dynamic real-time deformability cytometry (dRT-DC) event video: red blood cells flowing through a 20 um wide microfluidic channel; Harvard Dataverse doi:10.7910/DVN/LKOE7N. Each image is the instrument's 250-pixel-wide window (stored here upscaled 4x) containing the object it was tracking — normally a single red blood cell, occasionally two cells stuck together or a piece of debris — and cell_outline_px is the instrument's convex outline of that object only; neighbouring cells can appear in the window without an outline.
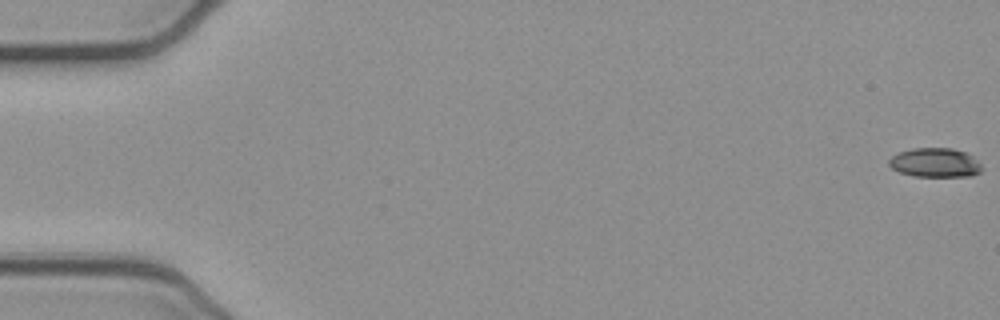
{"species": "common noctule bat (a hibernating species)", "species_latin": "Nyctalus noctula", "temperature_condition": "cold", "stored_images_in_passage": 54, "camera_frame_rate_fps": 3000, "um_per_image_px": 0.085, "animal": {"sex": "female", "body_mass_g": 21.9}, "frame": {"image": 1, "passage_image": 1, "time_ms": 0.0, "image_size_px": [1000, 320], "cell_outline_px": [[980, 172], [972, 176], [912, 176], [900, 172], [892, 168], [888, 164], [888, 160], [892, 156], [900, 152], [912, 148], [952, 148], [968, 152], [980, 164]], "centroid_in_image_um": [79.47, 13.82], "position_along_channel_um": 5.5, "area_um2": 15.78}}
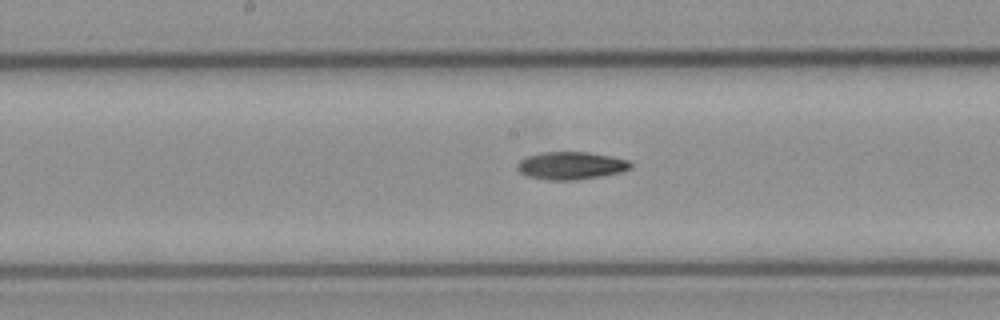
{"frame": {"image": 2, "passage_image": 28, "time_ms": 9.0, "image_size_px": [1000, 320], "cell_outline_px": [[632, 168], [620, 172], [600, 176], [576, 180], [548, 180], [528, 176], [520, 172], [516, 168], [516, 164], [520, 160], [528, 156], [540, 152], [588, 152], [612, 156], [628, 160], [632, 164]], "centroid_in_image_um": [48.53, 14.07], "position_along_channel_um": 199.7, "area_um2": 18.32}}
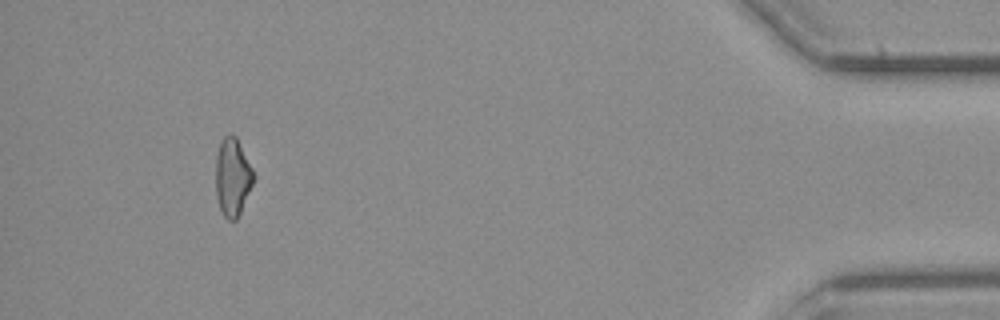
{"frame": {"image": 3, "passage_image": 50, "time_ms": 16.333, "image_size_px": [1000, 320], "cell_outline_px": [[256, 176], [240, 212], [236, 220], [228, 220], [224, 216], [220, 208], [216, 196], [216, 156], [220, 144], [224, 136], [236, 136]], "centroid_in_image_um": [19.77, 15.07], "position_along_channel_um": 415.4, "area_um2": 16.94}, "authors_computed_cell_mechanics": {"area_um2": 17.4845, "velocity_mm_per_s": 3.9046, "shape_relaxation_time_tau1_ms": 7.567, "shape_relaxation_time_tau2_ms": null, "deformation_change_tau1": 0.16, "deformation_change_tau2": null}}